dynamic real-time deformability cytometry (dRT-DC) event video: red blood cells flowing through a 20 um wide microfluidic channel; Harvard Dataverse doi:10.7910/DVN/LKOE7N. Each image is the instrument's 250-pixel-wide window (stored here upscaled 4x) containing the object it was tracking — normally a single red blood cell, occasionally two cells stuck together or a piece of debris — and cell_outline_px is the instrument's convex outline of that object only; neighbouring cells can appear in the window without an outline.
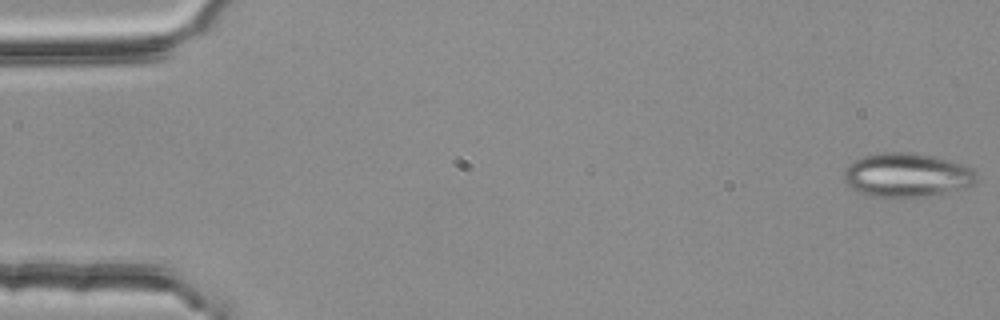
{"species": "common noctule bat (a hibernating species)", "species_latin": "Nyctalus noctula", "temperature_condition": "room temperature", "stored_images_in_passage": 4, "camera_frame_rate_fps": 3000, "um_per_image_px": 0.085, "animal": {"sex": "female", "body_mass_g": 25.1}, "frame": {"image": 1, "passage_image": 1, "time_ms": 0.0, "image_size_px": [1000, 320], "cell_outline_px": [[976, 180], [972, 184], [964, 188], [912, 200], [864, 196], [856, 192], [844, 180], [844, 172], [848, 164], [852, 160], [864, 156], [884, 152], [916, 152], [936, 156], [968, 164], [972, 168], [976, 176]], "centroid_in_image_um": [77.07, 14.91], "position_along_channel_um": 7.9, "area_um2": 35.26}}
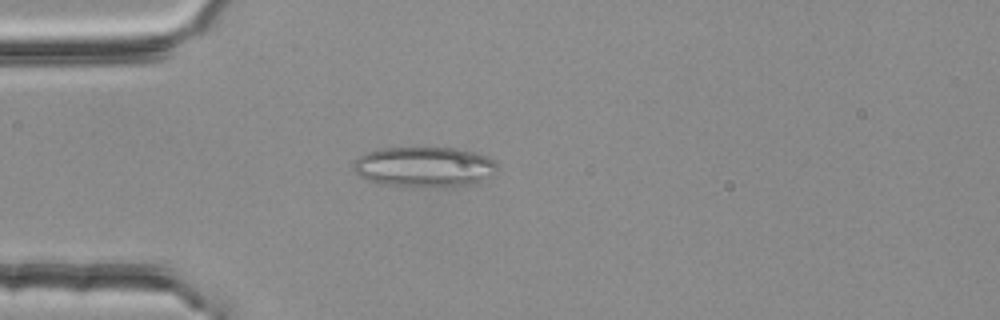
{"frame": {"image": 2, "passage_image": 4, "time_ms": 1.0, "image_size_px": [1000, 320], "cell_outline_px": [[496, 168], [488, 176], [472, 184], [448, 188], [428, 188], [380, 184], [368, 180], [360, 176], [352, 168], [352, 164], [360, 156], [376, 148], [456, 148], [476, 152], [488, 156], [496, 160]], "centroid_in_image_um": [36.05, 14.2], "position_along_channel_um": 48.9, "area_um2": 34.16}}